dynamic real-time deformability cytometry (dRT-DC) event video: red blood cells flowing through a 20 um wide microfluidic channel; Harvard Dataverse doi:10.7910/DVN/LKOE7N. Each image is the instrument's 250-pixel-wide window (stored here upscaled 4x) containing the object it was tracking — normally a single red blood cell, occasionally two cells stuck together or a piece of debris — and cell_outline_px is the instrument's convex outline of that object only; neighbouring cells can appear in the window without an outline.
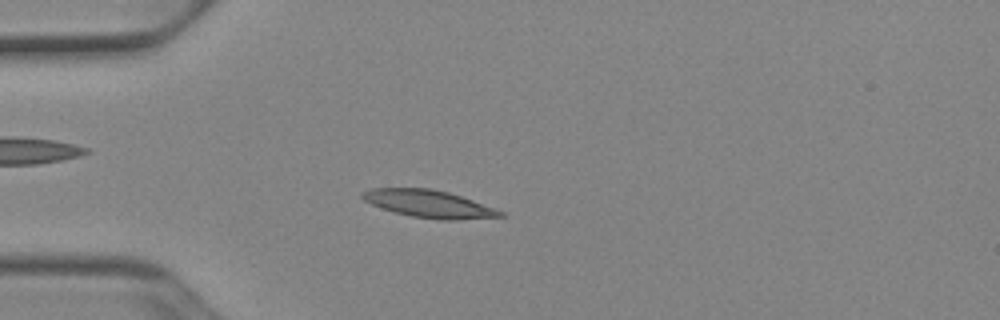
{"species": "Egyptian fruit bat (a non-hibernating species)", "species_latin": "Rousettus aegyptiacus", "temperature_condition": "cold", "stored_images_in_passage": 52, "camera_frame_rate_fps": 3000, "um_per_image_px": 0.085, "animal": {"sex": "female"}, "frame": {"image": 1, "passage_image": 14, "time_ms": 4.333, "image_size_px": [1000, 320], "cell_outline_px": [[504, 216], [460, 220], [440, 220], [412, 216], [396, 212], [372, 204], [364, 200], [360, 196], [360, 192], [372, 188], [432, 188], [448, 192], [472, 200], [504, 212]], "centroid_in_image_um": [36.44, 17.32], "position_along_channel_um": 48.6, "area_um2": 21.85}}
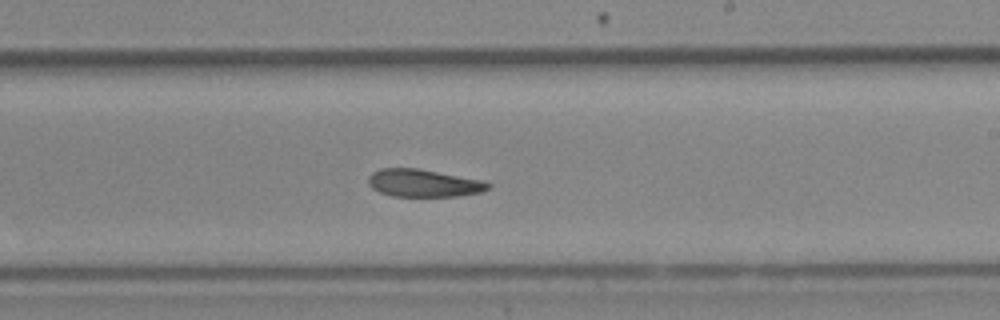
{"frame": {"image": 2, "passage_image": 31, "time_ms": 10.0, "image_size_px": [1000, 320], "cell_outline_px": [[492, 184], [488, 188], [480, 192], [456, 196], [392, 196], [380, 192], [372, 188], [368, 184], [368, 176], [372, 172], [380, 168], [416, 168], [480, 180]], "centroid_in_image_um": [35.93, 15.56], "position_along_channel_um": 253.1, "area_um2": 19.02}}
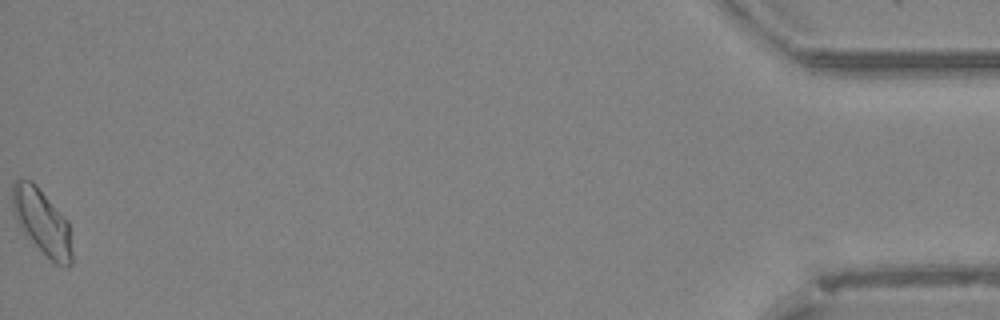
{"frame": {"image": 3, "passage_image": 52, "time_ms": 17.0, "image_size_px": [1000, 320], "cell_outline_px": [[72, 264], [68, 268], [64, 268], [56, 264], [32, 240], [16, 220], [12, 208], [12, 184], [16, 180], [32, 180], [36, 184], [68, 220], [72, 252]], "centroid_in_image_um": [3.6, 18.84], "position_along_channel_um": 431.6, "area_um2": 22.43}, "authors_computed_cell_mechanics": {"area_um2": 20.2878, "velocity_mm_per_s": 3.8979, "shape_relaxation_time_tau1_ms": 4.5916, "shape_relaxation_time_tau2_ms": 3.4343, "deformation_change_tau1": 0.1374, "deformation_change_tau2": 0.0978}}